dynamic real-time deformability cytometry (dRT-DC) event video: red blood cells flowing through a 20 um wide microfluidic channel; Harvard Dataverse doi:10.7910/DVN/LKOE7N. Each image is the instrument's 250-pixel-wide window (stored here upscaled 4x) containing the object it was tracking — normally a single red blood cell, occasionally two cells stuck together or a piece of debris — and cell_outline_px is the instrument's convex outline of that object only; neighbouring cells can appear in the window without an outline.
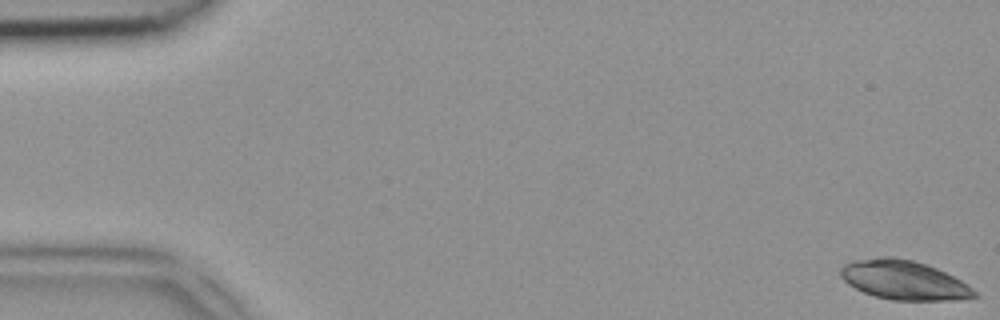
{"species": "common noctule bat (a hibernating species)", "species_latin": "Nyctalus noctula", "temperature_condition": "room temperature", "stored_images_in_passage": 48, "camera_frame_rate_fps": 3000, "um_per_image_px": 0.085, "animal": {"sex": "female", "body_mass_g": 18.4}, "frame": {"image": 1, "passage_image": 1, "time_ms": 0.0, "image_size_px": [1000, 320], "cell_outline_px": [[980, 296], [960, 300], [892, 300], [876, 296], [864, 292], [848, 284], [840, 276], [840, 268], [844, 264], [856, 260], [880, 256], [892, 256], [912, 260], [936, 268], [960, 280], [972, 288]], "centroid_in_image_um": [76.82, 23.81], "position_along_channel_um": 8.2, "area_um2": 30.46}}